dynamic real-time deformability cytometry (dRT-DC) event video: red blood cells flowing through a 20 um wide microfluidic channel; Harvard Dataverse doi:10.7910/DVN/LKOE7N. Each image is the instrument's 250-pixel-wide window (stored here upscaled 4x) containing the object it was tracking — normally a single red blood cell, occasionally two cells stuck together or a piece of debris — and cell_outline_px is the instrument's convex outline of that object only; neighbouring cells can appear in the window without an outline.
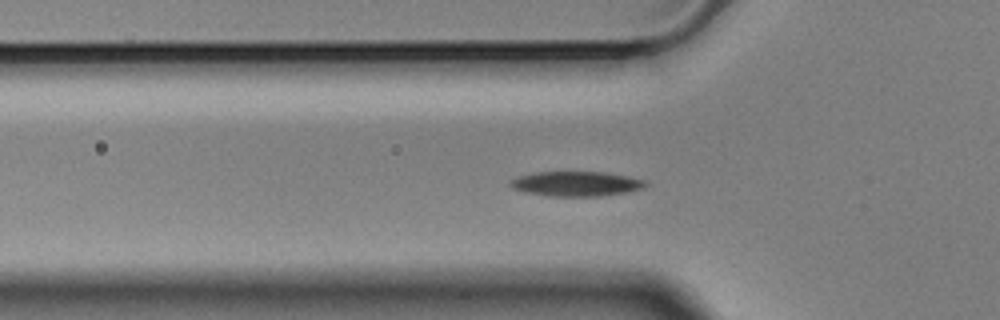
{"species": "Egyptian fruit bat (a non-hibernating species)", "species_latin": "Rousettus aegyptiacus", "temperature_condition": "cold", "stored_images_in_passage": 54, "camera_frame_rate_fps": 3000, "um_per_image_px": 0.085, "animal": {"sex": "male"}, "frame": {"image": 1, "passage_image": 14, "time_ms": 4.333, "image_size_px": [1000, 320], "cell_outline_px": [[648, 184], [644, 188], [628, 192], [600, 196], [552, 196], [524, 192], [512, 188], [508, 184], [508, 180], [516, 176], [536, 172], [604, 172], [628, 176], [644, 180]], "centroid_in_image_um": [48.94, 15.62], "position_along_channel_um": 76.9, "area_um2": 19.71}}
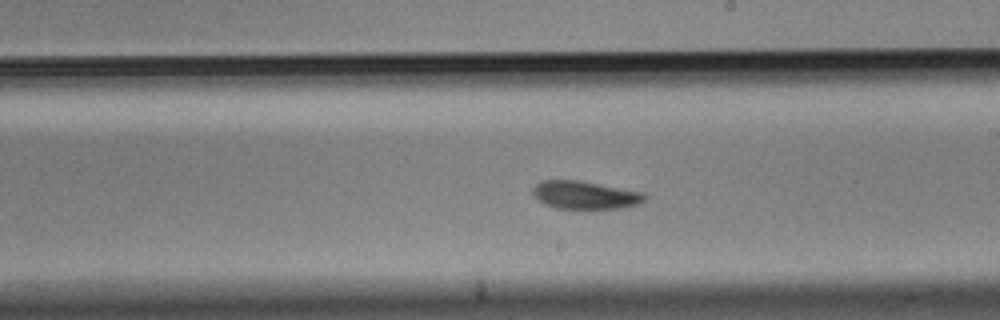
{"frame": {"image": 2, "passage_image": 28, "time_ms": 9.0, "image_size_px": [1000, 320], "cell_outline_px": [[644, 200], [636, 204], [624, 208], [556, 208], [544, 204], [536, 200], [532, 192], [532, 188], [536, 184], [544, 180], [576, 180], [644, 192]], "centroid_in_image_um": [49.67, 16.58], "position_along_channel_um": 239.3, "area_um2": 18.03}}
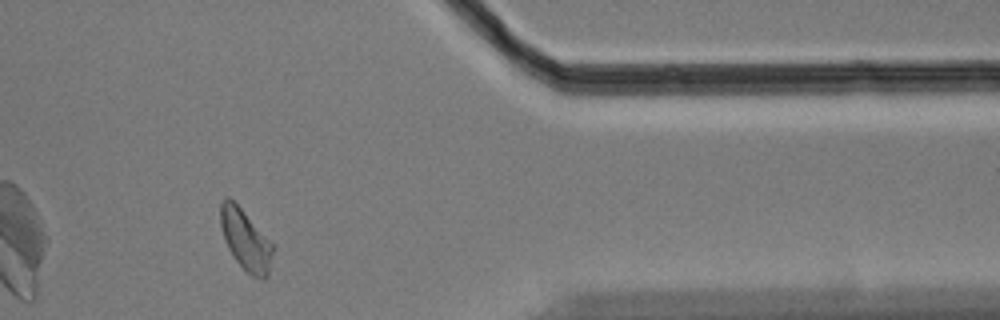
{"frame": {"image": 3, "passage_image": 43, "time_ms": 14.0, "image_size_px": [1000, 320], "cell_outline_px": [[272, 252], [268, 276], [264, 280], [252, 276], [236, 260], [228, 248], [224, 240], [220, 224], [220, 204], [228, 196], [240, 208], [272, 244]], "centroid_in_image_um": [20.84, 20.41], "position_along_channel_um": 390.6, "area_um2": 17.86}, "authors_computed_cell_mechanics": {"area_um2": 18.7561, "velocity_mm_per_s": 3.472, "shape_relaxation_time_tau1_ms": 2.4473, "shape_relaxation_time_tau2_ms": 9.2685, "deformation_change_tau1": 0.102, "deformation_change_tau2": 0.1636}}